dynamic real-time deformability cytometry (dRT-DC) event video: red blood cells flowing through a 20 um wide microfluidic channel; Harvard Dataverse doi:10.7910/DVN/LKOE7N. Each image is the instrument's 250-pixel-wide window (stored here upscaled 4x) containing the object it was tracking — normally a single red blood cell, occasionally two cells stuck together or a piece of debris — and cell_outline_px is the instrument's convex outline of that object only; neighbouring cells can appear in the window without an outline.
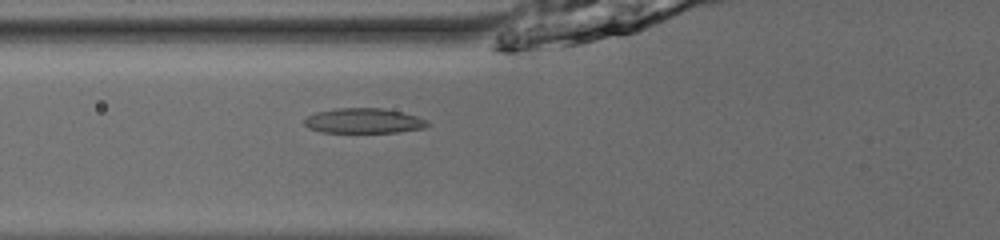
{"species": "common noctule bat (a hibernating species)", "species_latin": "Nyctalus noctula", "temperature_condition": "room temperature", "stored_images_in_passage": 30, "camera_frame_rate_fps": 3000, "um_per_image_px": 0.085, "animal": {"sex": "male", "body_mass_g": 13.0, "forearm_length_mm": 53.1}, "frame": {"image": 1, "passage_image": 20, "time_ms": 6.333, "image_size_px": [1000, 240], "cell_outline_px": [[428, 124], [424, 128], [400, 132], [320, 132], [308, 128], [304, 124], [304, 120], [308, 116], [316, 112], [336, 108], [380, 108], [400, 112], [416, 116], [428, 120]], "centroid_in_image_um": [30.89, 10.27], "position_along_channel_um": 94.9, "area_um2": 17.86}}
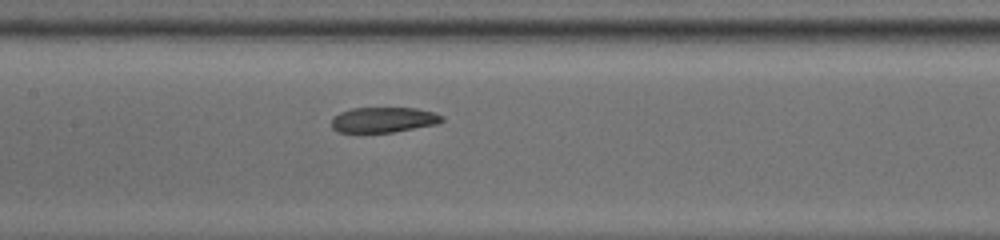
{"frame": {"image": 2, "passage_image": 26, "time_ms": 8.333, "image_size_px": [1000, 240], "cell_outline_px": [[444, 120], [436, 124], [392, 132], [336, 132], [332, 128], [332, 116], [340, 112], [352, 108], [416, 108], [432, 112], [444, 116]], "centroid_in_image_um": [32.57, 10.18], "position_along_channel_um": 174.8, "area_um2": 16.24}}
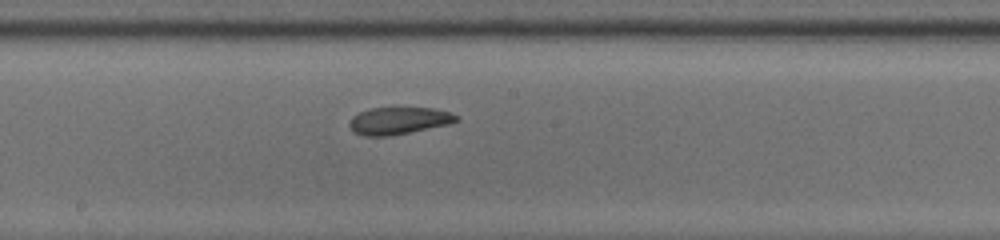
{"frame": {"image": 3, "passage_image": 29, "time_ms": 9.333, "image_size_px": [1000, 240], "cell_outline_px": [[460, 120], [448, 124], [388, 136], [364, 136], [352, 132], [348, 124], [352, 116], [368, 108], [432, 108], [448, 112], [460, 116]], "centroid_in_image_um": [33.85, 10.26], "position_along_channel_um": 214.4, "area_um2": 16.88}}